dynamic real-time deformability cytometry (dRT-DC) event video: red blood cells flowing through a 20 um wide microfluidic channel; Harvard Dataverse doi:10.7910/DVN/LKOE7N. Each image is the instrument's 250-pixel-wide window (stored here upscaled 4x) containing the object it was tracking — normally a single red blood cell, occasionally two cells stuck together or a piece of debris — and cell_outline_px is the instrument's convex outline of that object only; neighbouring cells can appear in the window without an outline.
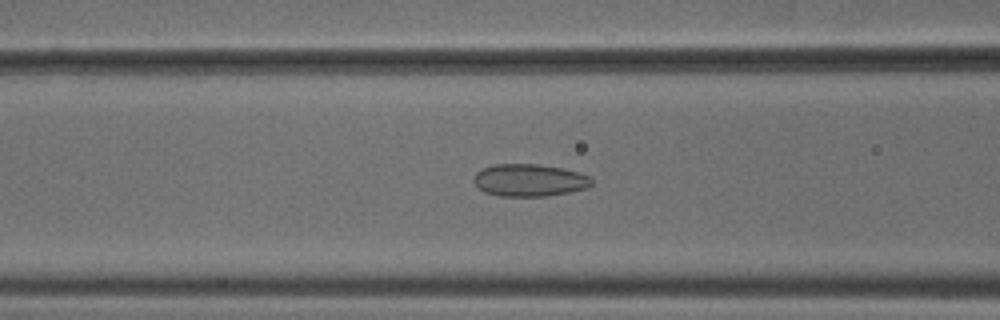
{"species": "common noctule bat (a hibernating species)", "species_latin": "Nyctalus noctula", "temperature_condition": "cold", "stored_images_in_passage": 53, "camera_frame_rate_fps": 3000, "um_per_image_px": 0.085, "animal": {"sex": "male", "body_mass_g": 18.8}, "frame": {"image": 1, "passage_image": 22, "time_ms": 7.0, "image_size_px": [1000, 320], "cell_outline_px": [[592, 184], [588, 188], [548, 196], [500, 196], [484, 192], [472, 180], [476, 172], [484, 168], [496, 164], [540, 164], [580, 172], [588, 176], [592, 180]], "centroid_in_image_um": [45.0, 15.32], "position_along_channel_um": 121.6, "area_um2": 22.2}}
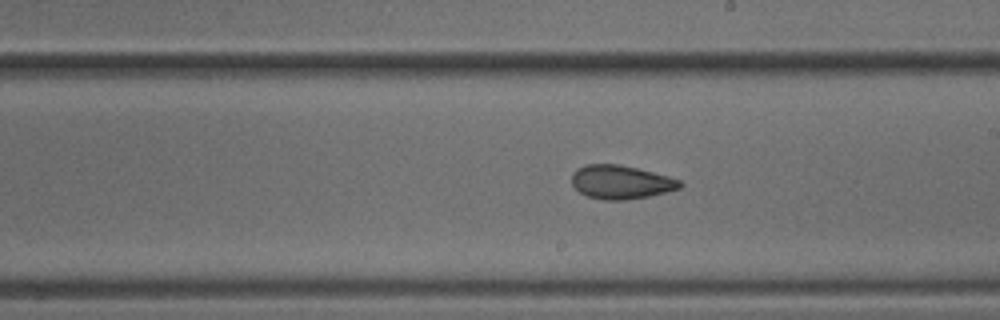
{"frame": {"image": 2, "passage_image": 31, "time_ms": 10.0, "image_size_px": [1000, 320], "cell_outline_px": [[684, 184], [680, 188], [648, 196], [624, 200], [604, 200], [588, 196], [580, 192], [572, 184], [572, 172], [576, 168], [584, 164], [620, 164], [668, 176], [680, 180]], "centroid_in_image_um": [52.75, 15.47], "position_along_channel_um": 236.3, "area_um2": 21.15}}
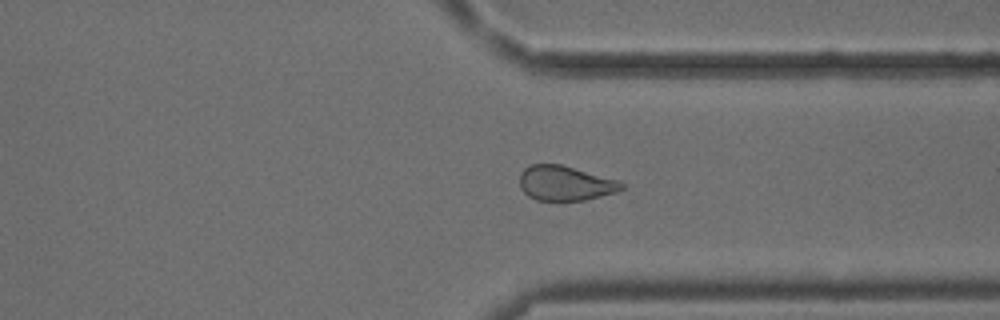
{"frame": {"image": 3, "passage_image": 41, "time_ms": 13.333, "image_size_px": [1000, 320], "cell_outline_px": [[624, 188], [616, 192], [584, 200], [536, 200], [528, 196], [520, 188], [520, 172], [524, 168], [532, 164], [560, 164], [620, 180], [624, 184]], "centroid_in_image_um": [48.04, 15.57], "position_along_channel_um": 363.4, "area_um2": 20.69}, "authors_computed_cell_mechanics": {"area_um2": 22.5998, "velocity_mm_per_s": 3.8133, "shape_relaxation_time_tau1_ms": null, "shape_relaxation_time_tau2_ms": 1.904, "deformation_change_tau1": null, "deformation_change_tau2": 0.0675}}